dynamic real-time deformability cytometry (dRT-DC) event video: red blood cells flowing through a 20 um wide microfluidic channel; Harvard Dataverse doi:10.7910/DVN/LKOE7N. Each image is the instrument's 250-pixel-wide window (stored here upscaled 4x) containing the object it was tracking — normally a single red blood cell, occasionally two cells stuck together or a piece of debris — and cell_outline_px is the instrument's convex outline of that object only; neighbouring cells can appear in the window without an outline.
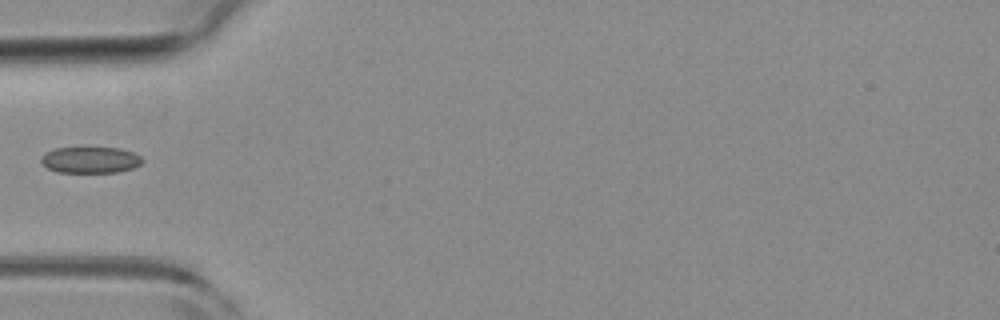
{"species": "common noctule bat (a hibernating species)", "species_latin": "Nyctalus noctula", "temperature_condition": "room temperature", "stored_images_in_passage": 2, "camera_frame_rate_fps": 3000, "um_per_image_px": 0.085, "animal": {"sex": "female", "body_mass_g": 19.3, "forearm_length_mm": 54.1}, "frame": {"image": 1, "passage_image": 1, "time_ms": 0.0, "image_size_px": [1000, 320], "cell_outline_px": [[144, 160], [140, 164], [132, 168], [120, 172], [56, 172], [48, 168], [40, 160], [40, 156], [44, 152], [56, 148], [88, 144], [120, 148], [132, 152], [140, 156]], "centroid_in_image_um": [7.65, 13.53], "position_along_channel_um": 77.3, "area_um2": 16.42}}
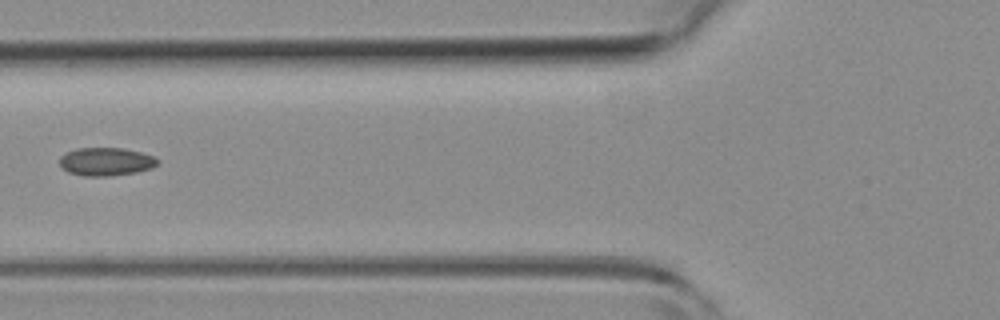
{"frame": {"image": 2, "passage_image": 2, "time_ms": 0.333, "image_size_px": [1000, 320], "cell_outline_px": [[160, 164], [152, 168], [136, 172], [112, 176], [84, 176], [68, 172], [60, 164], [60, 156], [76, 148], [124, 148], [140, 152], [152, 156], [160, 160]], "centroid_in_image_um": [9.04, 13.74], "position_along_channel_um": 116.8, "area_um2": 16.13}}